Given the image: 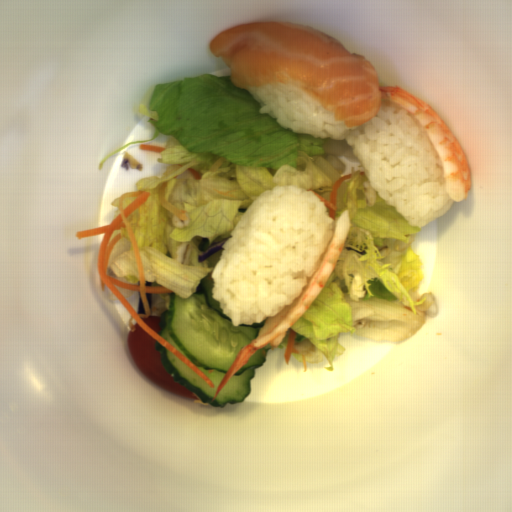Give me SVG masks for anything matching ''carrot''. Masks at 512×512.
<instances>
[{
  "instance_id": "obj_1",
  "label": "carrot",
  "mask_w": 512,
  "mask_h": 512,
  "mask_svg": "<svg viewBox=\"0 0 512 512\" xmlns=\"http://www.w3.org/2000/svg\"><path fill=\"white\" fill-rule=\"evenodd\" d=\"M150 196L149 191H132V192H124L119 197V208L120 213L118 216L111 221L107 226L91 229V230H78L75 235L77 240L93 235L104 234L100 246L97 252L96 266L99 274L100 285L102 290L104 291L105 286H107L126 312L129 314V329L132 332L136 331V325L132 323L133 320H136L138 325L153 339H155L158 343H160L163 347H165L169 352H171L174 356H176L181 362H183L190 370H192L198 377H200L207 385H209L212 389L214 388V383L186 356H184L179 350H177L172 344H170L165 338H163L160 334L156 333L144 320L143 318H148L151 315V309L148 301L147 294L152 293H172L174 291L170 290L165 286H152L146 284L145 272L142 263L141 253L139 249L138 241L128 223L129 217L132 213L138 209L140 206L145 204ZM128 197H136L137 199L126 209L122 208L123 199ZM127 228L129 233L132 246L135 253L136 263L138 267L139 277L141 284L140 286H132L126 285L121 281L107 276L106 270L109 261L110 252L113 246L120 239L121 235H116L115 238L108 244L109 239L112 233L116 229H120L121 227ZM138 291L142 294L145 312L146 314H137V303H138Z\"/></svg>"
},
{
  "instance_id": "obj_2",
  "label": "carrot",
  "mask_w": 512,
  "mask_h": 512,
  "mask_svg": "<svg viewBox=\"0 0 512 512\" xmlns=\"http://www.w3.org/2000/svg\"><path fill=\"white\" fill-rule=\"evenodd\" d=\"M350 178H352V173L350 175H343L340 178H338L336 181H334L333 189H332V192L330 194L328 201L325 200L323 197L319 196L318 194L314 193L325 203L330 217L333 218L334 220H335L336 213L338 211L337 198H338L339 187L342 182L347 181Z\"/></svg>"
},
{
  "instance_id": "obj_3",
  "label": "carrot",
  "mask_w": 512,
  "mask_h": 512,
  "mask_svg": "<svg viewBox=\"0 0 512 512\" xmlns=\"http://www.w3.org/2000/svg\"><path fill=\"white\" fill-rule=\"evenodd\" d=\"M166 187H167V181L161 184L159 191H158V201L161 206H163L165 209H167L169 212L174 214L176 217L183 221H187V213L185 210H181L167 202L166 200Z\"/></svg>"
},
{
  "instance_id": "obj_4",
  "label": "carrot",
  "mask_w": 512,
  "mask_h": 512,
  "mask_svg": "<svg viewBox=\"0 0 512 512\" xmlns=\"http://www.w3.org/2000/svg\"><path fill=\"white\" fill-rule=\"evenodd\" d=\"M296 338H297V331L291 328L287 339H286V345H285V351H284V358L285 362L288 364L292 354H299V350L295 347L296 344Z\"/></svg>"
},
{
  "instance_id": "obj_5",
  "label": "carrot",
  "mask_w": 512,
  "mask_h": 512,
  "mask_svg": "<svg viewBox=\"0 0 512 512\" xmlns=\"http://www.w3.org/2000/svg\"><path fill=\"white\" fill-rule=\"evenodd\" d=\"M139 149H141L142 151H148V152H153V153H162L166 150V147H159V146H154V145H138Z\"/></svg>"
},
{
  "instance_id": "obj_6",
  "label": "carrot",
  "mask_w": 512,
  "mask_h": 512,
  "mask_svg": "<svg viewBox=\"0 0 512 512\" xmlns=\"http://www.w3.org/2000/svg\"><path fill=\"white\" fill-rule=\"evenodd\" d=\"M224 162H225V159H224L223 157H219V158L215 161V163L213 164V166L211 167L210 172H213V173H214V172L218 171V170L222 167V165L224 164Z\"/></svg>"
},
{
  "instance_id": "obj_7",
  "label": "carrot",
  "mask_w": 512,
  "mask_h": 512,
  "mask_svg": "<svg viewBox=\"0 0 512 512\" xmlns=\"http://www.w3.org/2000/svg\"><path fill=\"white\" fill-rule=\"evenodd\" d=\"M186 172L187 174H191L195 180H200L202 178V175L193 168H189Z\"/></svg>"
}]
</instances>
